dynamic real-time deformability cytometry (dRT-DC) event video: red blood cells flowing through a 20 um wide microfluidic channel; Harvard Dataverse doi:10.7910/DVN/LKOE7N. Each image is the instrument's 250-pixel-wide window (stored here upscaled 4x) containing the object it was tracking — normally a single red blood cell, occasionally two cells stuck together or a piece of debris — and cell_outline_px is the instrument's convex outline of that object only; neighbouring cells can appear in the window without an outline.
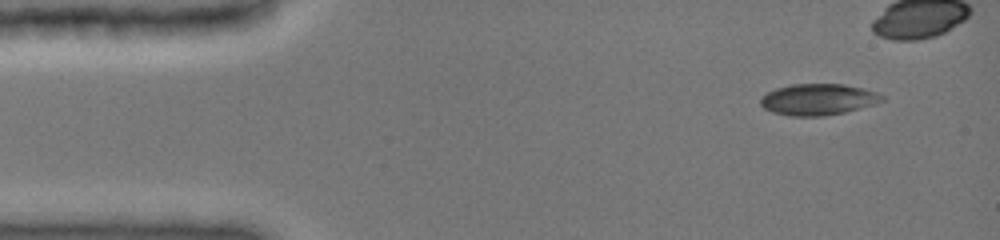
{"species": "common noctule bat (a hibernating species)", "species_latin": "Nyctalus noctula", "temperature_condition": "cold", "stored_images_in_passage": 38, "camera_frame_rate_fps": 3000, "um_per_image_px": 0.085, "animal": {"sex": "female", "body_mass_g": 19.0, "forearm_length_mm": 51.5}, "frame": {"image": 1, "passage_image": 1, "time_ms": 0.0, "image_size_px": [1000, 240], "cell_outline_px": [[884, 100], [872, 104], [844, 112], [824, 116], [788, 116], [772, 112], [764, 108], [760, 104], [760, 100], [768, 92], [776, 88], [792, 84], [844, 84], [864, 88], [876, 92], [884, 96]], "centroid_in_image_um": [69.52, 8.45], "position_along_channel_um": 15.5, "area_um2": 22.02}}
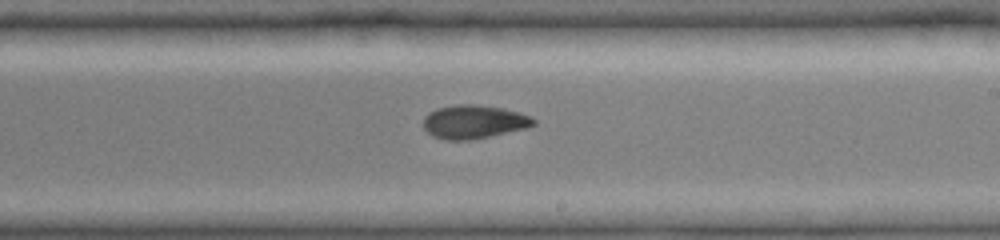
{"frame": {"image": 2, "passage_image": 25, "time_ms": 8.0, "image_size_px": [1000, 240], "cell_outline_px": [[536, 124], [524, 128], [472, 140], [444, 140], [432, 136], [424, 128], [424, 116], [428, 112], [436, 108], [456, 104], [476, 104], [504, 108], [520, 112], [532, 116], [536, 120]], "centroid_in_image_um": [40.26, 10.34], "position_along_channel_um": 248.7, "area_um2": 21.73}}
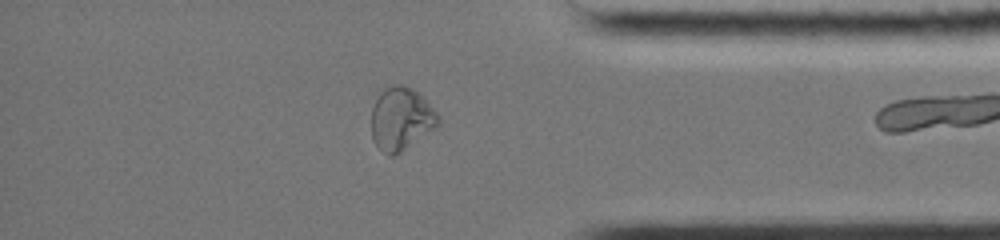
{"frame": {"image": 3, "passage_image": 37, "time_ms": 12.0, "image_size_px": [1000, 240], "cell_outline_px": [[440, 124], [436, 128], [400, 152], [392, 156], [388, 156], [372, 140], [372, 108], [380, 88], [392, 84], [404, 84], [412, 88], [440, 116]], "centroid_in_image_um": [34.07, 10.07], "position_along_channel_um": 401.1, "area_um2": 24.57}}